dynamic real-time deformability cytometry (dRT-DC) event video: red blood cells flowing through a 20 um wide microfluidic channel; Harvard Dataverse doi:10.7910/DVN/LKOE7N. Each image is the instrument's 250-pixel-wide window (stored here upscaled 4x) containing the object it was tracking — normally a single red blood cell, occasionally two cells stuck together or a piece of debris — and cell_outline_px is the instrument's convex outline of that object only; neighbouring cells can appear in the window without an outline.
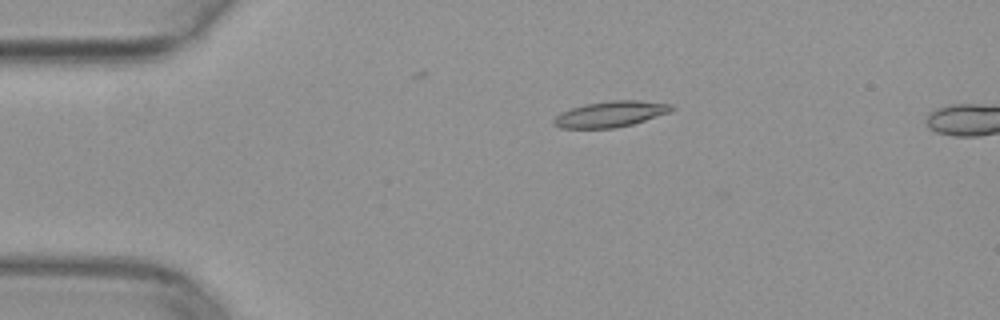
{"species": "common noctule bat (a hibernating species)", "species_latin": "Nyctalus noctula", "temperature_condition": "warm", "stored_images_in_passage": 41, "camera_frame_rate_fps": 3000, "um_per_image_px": 0.085, "animal": {"sex": "female", "body_mass_g": 29.2, "forearm_length_mm": 56.3}, "frame": {"image": 1, "passage_image": 1, "time_ms": 0.0, "image_size_px": [1000, 320], "cell_outline_px": [[676, 108], [672, 112], [632, 124], [616, 128], [560, 128], [552, 124], [552, 120], [560, 112], [584, 104], [612, 100], [636, 100], [672, 104]], "centroid_in_image_um": [51.91, 9.7], "position_along_channel_um": 33.1, "area_um2": 17.92}}
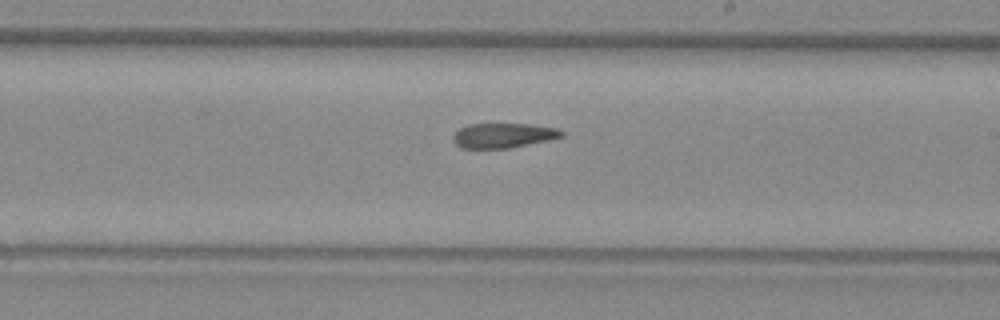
{"frame": {"image": 2, "passage_image": 20, "time_ms": 6.333, "image_size_px": [1000, 320], "cell_outline_px": [[564, 136], [548, 140], [508, 148], [460, 148], [452, 140], [452, 136], [460, 128], [468, 124], [528, 124], [556, 128], [564, 132]], "centroid_in_image_um": [42.75, 11.51], "position_along_channel_um": 246.3, "area_um2": 15.55}}
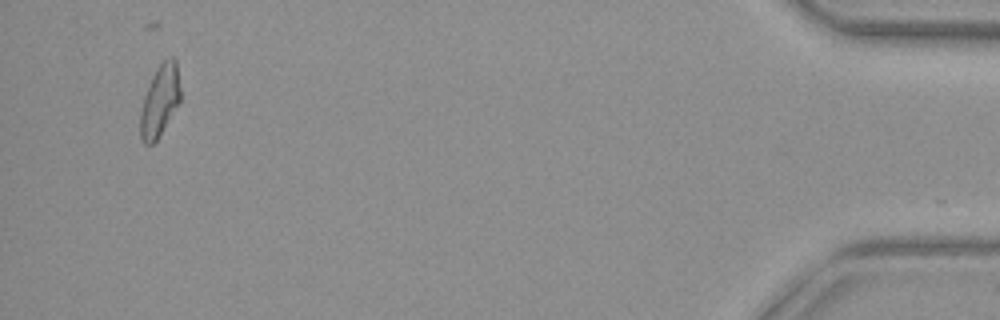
{"frame": {"image": 3, "passage_image": 39, "time_ms": 12.667, "image_size_px": [1000, 320], "cell_outline_px": [[180, 104], [160, 136], [152, 144], [144, 144], [140, 136], [140, 112], [144, 96], [148, 84], [156, 68], [164, 60], [172, 56], [176, 60], [180, 92]], "centroid_in_image_um": [13.59, 8.59], "position_along_channel_um": 421.6, "area_um2": 16.88}}